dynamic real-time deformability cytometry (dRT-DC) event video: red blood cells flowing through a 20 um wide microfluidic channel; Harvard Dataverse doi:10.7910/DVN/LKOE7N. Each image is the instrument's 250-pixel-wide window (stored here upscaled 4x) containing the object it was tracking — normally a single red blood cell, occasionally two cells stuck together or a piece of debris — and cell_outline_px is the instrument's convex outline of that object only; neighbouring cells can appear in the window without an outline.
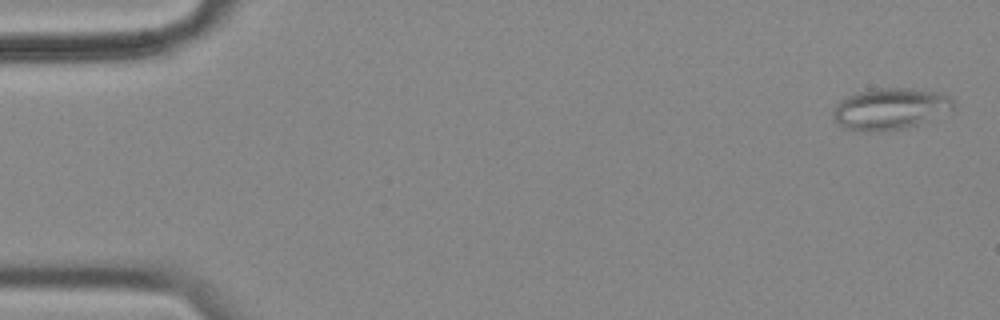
{"species": "common noctule bat (a hibernating species)", "species_latin": "Nyctalus noctula", "temperature_condition": "cold", "stored_images_in_passage": 5, "camera_frame_rate_fps": 3000, "um_per_image_px": 0.085, "animal": {"sex": "female", "body_mass_g": 18.4}, "frame": {"image": 1, "passage_image": 1, "time_ms": 0.0, "image_size_px": [1000, 320], "cell_outline_px": [[956, 104], [952, 108], [916, 124], [904, 128], [848, 128], [840, 124], [832, 116], [832, 112], [836, 104], [840, 100], [856, 92], [872, 88], [912, 88], [936, 92], [952, 96]], "centroid_in_image_um": [75.67, 9.16], "position_along_channel_um": 9.3, "area_um2": 27.8}}